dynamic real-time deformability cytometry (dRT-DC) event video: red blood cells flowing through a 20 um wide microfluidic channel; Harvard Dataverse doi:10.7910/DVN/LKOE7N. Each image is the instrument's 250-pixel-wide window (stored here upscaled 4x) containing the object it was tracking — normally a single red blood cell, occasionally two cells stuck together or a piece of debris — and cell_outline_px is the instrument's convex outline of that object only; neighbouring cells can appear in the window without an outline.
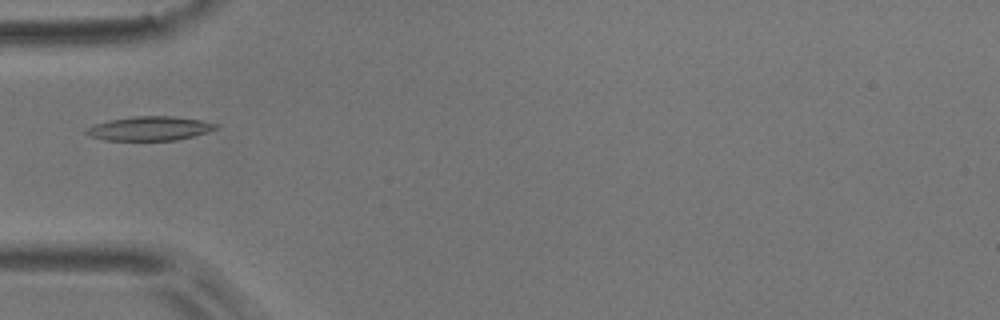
{"species": "common noctule bat (a hibernating species)", "species_latin": "Nyctalus noctula", "temperature_condition": "room temperature", "stored_images_in_passage": 6, "camera_frame_rate_fps": 3000, "um_per_image_px": 0.085, "animal": {"sex": "male", "body_mass_g": 17.9}, "frame": {"image": 1, "passage_image": 5, "time_ms": 1.333, "image_size_px": [1000, 320], "cell_outline_px": [[220, 128], [208, 132], [176, 140], [104, 140], [88, 136], [84, 132], [88, 128], [96, 124], [108, 120], [136, 116], [172, 116], [200, 120], [220, 124]], "centroid_in_image_um": [12.75, 10.92], "position_along_channel_um": 72.2, "area_um2": 18.21}}
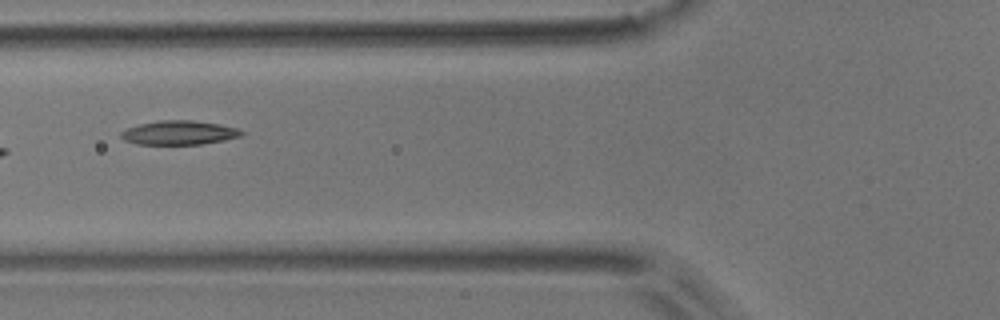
{"frame": {"image": 2, "passage_image": 6, "time_ms": 1.667, "image_size_px": [1000, 320], "cell_outline_px": [[244, 132], [240, 136], [224, 140], [200, 144], [136, 144], [124, 140], [120, 136], [120, 132], [128, 128], [140, 124], [160, 120], [192, 120], [220, 124], [236, 128]], "centroid_in_image_um": [15.2, 11.28], "position_along_channel_um": 110.6, "area_um2": 16.76}}